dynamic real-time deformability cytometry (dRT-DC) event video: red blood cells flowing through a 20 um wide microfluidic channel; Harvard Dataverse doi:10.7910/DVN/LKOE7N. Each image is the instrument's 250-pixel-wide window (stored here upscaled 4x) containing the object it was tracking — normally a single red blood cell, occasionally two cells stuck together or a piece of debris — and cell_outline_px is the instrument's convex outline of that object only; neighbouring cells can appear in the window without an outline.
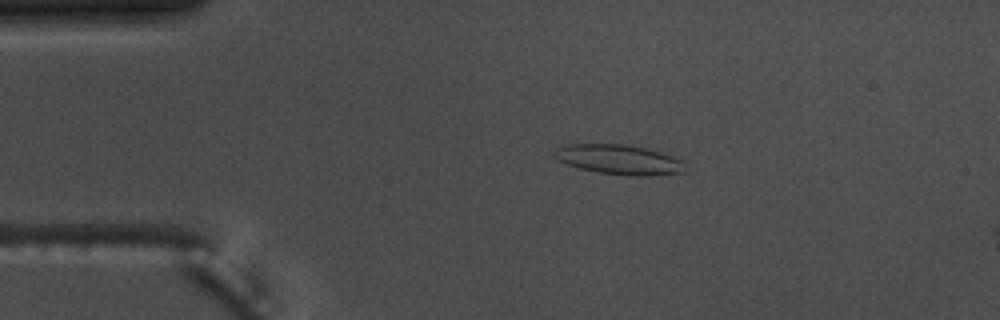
{"species": "common noctule bat (a hibernating species)", "species_latin": "Nyctalus noctula", "temperature_condition": "warm", "stored_images_in_passage": 54, "camera_frame_rate_fps": 3000, "um_per_image_px": 0.085, "animal": {"sex": "male", "body_mass_g": 17.5, "forearm_length_mm": 52.3}, "frame": {"image": 1, "passage_image": 10, "time_ms": 3.0, "image_size_px": [1000, 320], "cell_outline_px": [[684, 172], [648, 176], [628, 176], [600, 172], [580, 168], [556, 160], [552, 156], [552, 152], [556, 148], [568, 144], [624, 144], [644, 148], [660, 152], [672, 156], [680, 160]], "centroid_in_image_um": [52.54, 13.56], "position_along_channel_um": 32.5, "area_um2": 22.48}}
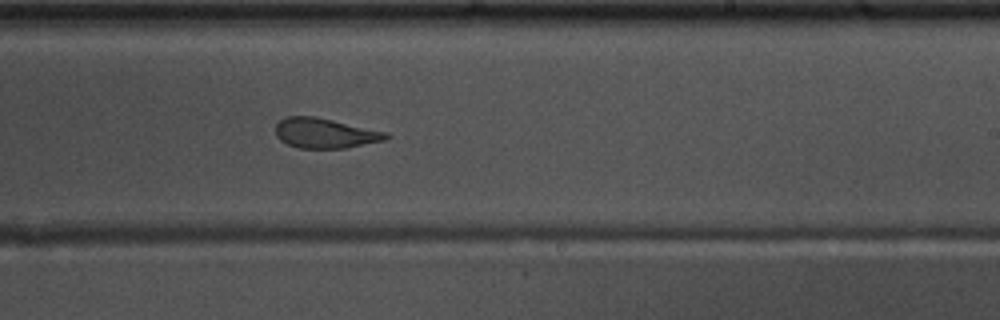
{"frame": {"image": 2, "passage_image": 32, "time_ms": 10.333, "image_size_px": [1000, 320], "cell_outline_px": [[392, 136], [388, 140], [348, 148], [300, 148], [288, 144], [280, 140], [276, 136], [276, 124], [280, 120], [288, 116], [316, 116], [388, 132]], "centroid_in_image_um": [27.69, 11.32], "position_along_channel_um": 261.3, "area_um2": 19.59}}
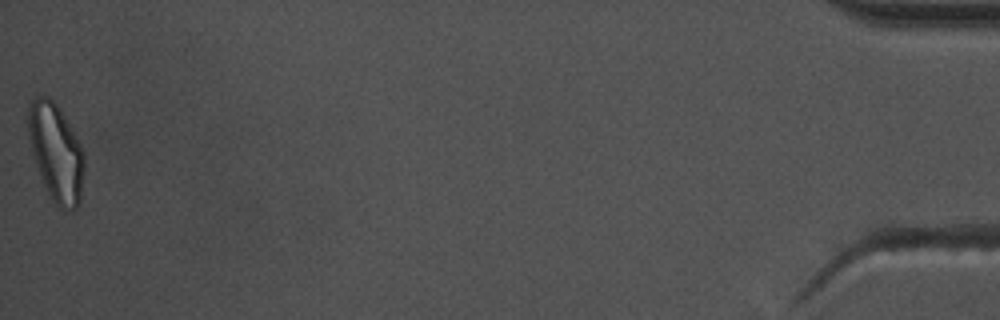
{"frame": {"image": 3, "passage_image": 54, "time_ms": 17.667, "image_size_px": [1000, 320], "cell_outline_px": [[84, 172], [80, 200], [76, 208], [64, 212], [52, 200], [44, 184], [32, 152], [28, 136], [28, 104], [36, 96], [48, 96], [60, 108], [80, 144], [84, 152]], "centroid_in_image_um": [4.77, 12.95], "position_along_channel_um": 430.4, "area_um2": 31.73}, "authors_computed_cell_mechanics": {"area_um2": 21.2704, "velocity_mm_per_s": 3.7066, "shape_relaxation_time_tau1_ms": null, "shape_relaxation_time_tau2_ms": 2.4382, "deformation_change_tau1": null, "deformation_change_tau2": 0.1103}}